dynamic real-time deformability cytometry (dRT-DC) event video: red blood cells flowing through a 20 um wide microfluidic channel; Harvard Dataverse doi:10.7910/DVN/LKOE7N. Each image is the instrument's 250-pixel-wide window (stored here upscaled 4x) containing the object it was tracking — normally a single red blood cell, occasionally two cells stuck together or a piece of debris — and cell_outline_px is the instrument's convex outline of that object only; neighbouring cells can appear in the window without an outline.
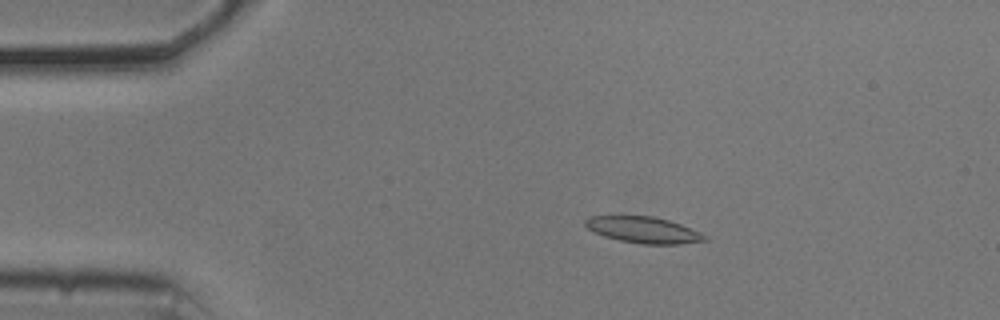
{"species": "common noctule bat (a hibernating species)", "species_latin": "Nyctalus noctula", "temperature_condition": "cold", "stored_images_in_passage": 33, "camera_frame_rate_fps": 3000, "um_per_image_px": 0.085, "animal": {"sex": "male", "body_mass_g": 20.5, "forearm_length_mm": 52.5}, "frame": {"image": 1, "passage_image": 5, "time_ms": 1.333, "image_size_px": [1000, 320], "cell_outline_px": [[708, 240], [680, 244], [640, 244], [620, 240], [604, 236], [588, 228], [584, 224], [584, 220], [588, 216], [652, 216], [668, 220], [680, 224], [700, 232], [708, 236]], "centroid_in_image_um": [54.71, 19.54], "position_along_channel_um": 30.3, "area_um2": 18.21}}
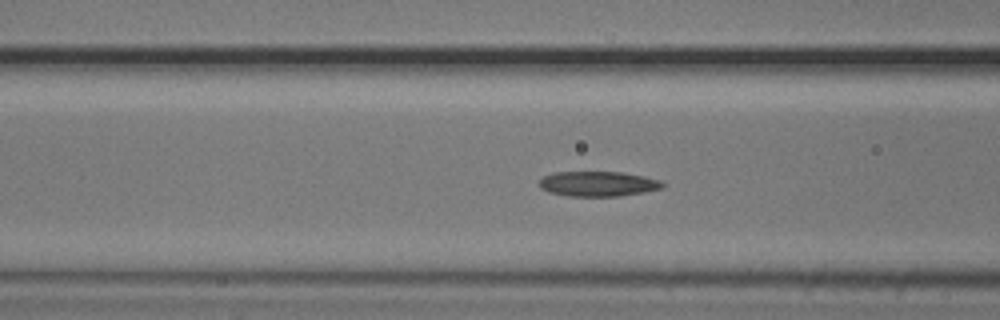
{"frame": {"image": 2, "passage_image": 16, "time_ms": 5.0, "image_size_px": [1000, 320], "cell_outline_px": [[664, 188], [644, 192], [620, 196], [568, 196], [548, 192], [540, 188], [540, 180], [544, 176], [552, 172], [620, 172], [644, 176], [660, 180], [664, 184]], "centroid_in_image_um": [50.83, 15.63], "position_along_channel_um": 115.8, "area_um2": 18.03}}
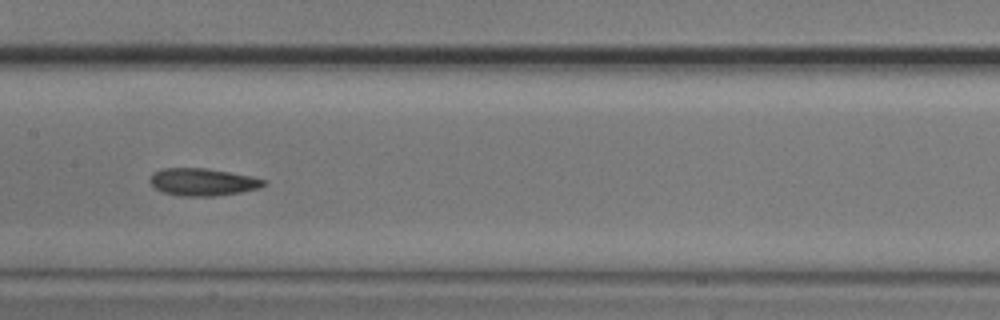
{"frame": {"image": 3, "passage_image": 22, "time_ms": 7.0, "image_size_px": [1000, 320], "cell_outline_px": [[268, 184], [260, 188], [240, 192], [212, 196], [180, 196], [164, 192], [156, 188], [148, 180], [152, 172], [160, 168], [204, 168], [252, 176], [268, 180]], "centroid_in_image_um": [17.24, 15.46], "position_along_channel_um": 190.2, "area_um2": 18.26}}